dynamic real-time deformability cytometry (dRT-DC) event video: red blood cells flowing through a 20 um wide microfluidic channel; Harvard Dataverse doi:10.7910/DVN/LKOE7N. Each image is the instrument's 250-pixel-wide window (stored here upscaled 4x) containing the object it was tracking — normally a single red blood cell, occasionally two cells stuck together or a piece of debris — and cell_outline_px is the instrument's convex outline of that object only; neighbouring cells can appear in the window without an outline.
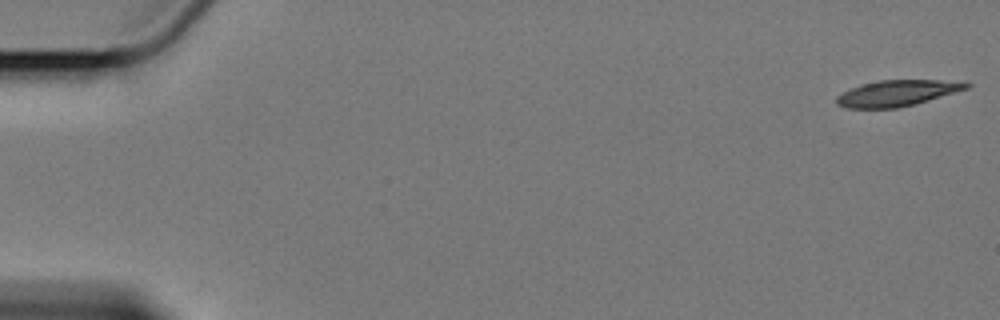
{"species": "Egyptian fruit bat (a non-hibernating species)", "species_latin": "Rousettus aegyptiacus", "temperature_condition": "cold", "stored_images_in_passage": 55, "camera_frame_rate_fps": 3000, "um_per_image_px": 0.085, "animal": {"sex": "female"}, "frame": {"image": 1, "passage_image": 1, "time_ms": 0.0, "image_size_px": [1000, 320], "cell_outline_px": [[972, 84], [968, 88], [916, 104], [896, 108], [844, 108], [836, 104], [836, 96], [860, 84], [876, 80], [940, 80]], "centroid_in_image_um": [76.19, 7.92], "position_along_channel_um": 8.8, "area_um2": 19.54}}
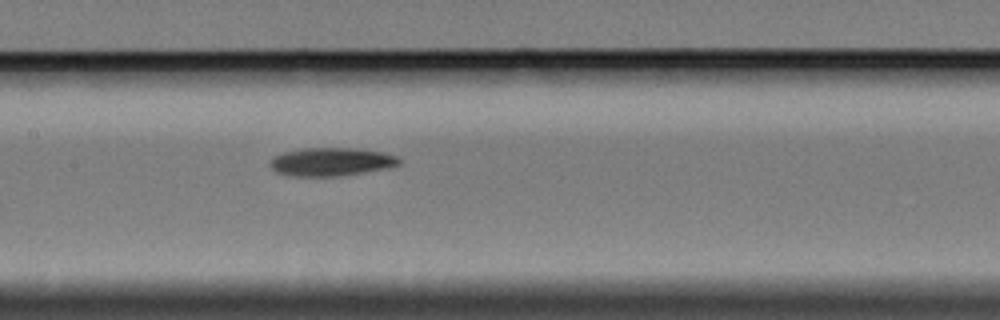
{"frame": {"image": 2, "passage_image": 29, "time_ms": 9.333, "image_size_px": [1000, 320], "cell_outline_px": [[404, 160], [400, 164], [388, 168], [340, 176], [288, 176], [276, 172], [268, 164], [272, 156], [284, 152], [304, 148], [348, 148], [380, 152], [400, 156]], "centroid_in_image_um": [28.15, 13.76], "position_along_channel_um": 179.2, "area_um2": 21.44}}
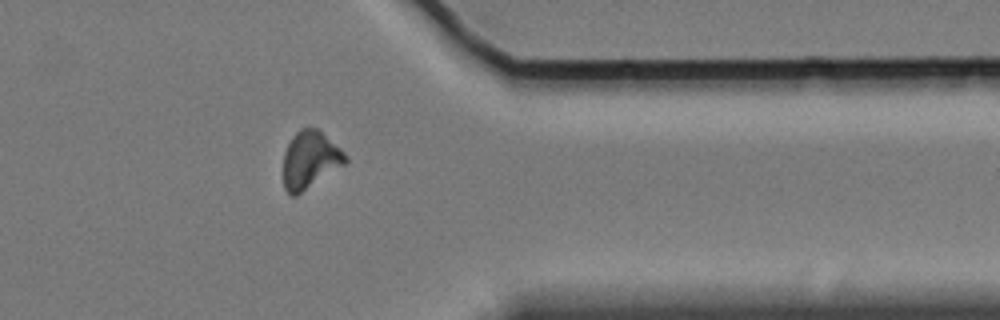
{"frame": {"image": 3, "passage_image": 48, "time_ms": 15.667, "image_size_px": [1000, 320], "cell_outline_px": [[348, 160], [344, 164], [296, 196], [292, 196], [284, 188], [284, 152], [292, 136], [300, 128], [316, 128], [340, 148], [344, 152]], "centroid_in_image_um": [26.33, 13.58], "position_along_channel_um": 385.1, "area_um2": 20.35}}